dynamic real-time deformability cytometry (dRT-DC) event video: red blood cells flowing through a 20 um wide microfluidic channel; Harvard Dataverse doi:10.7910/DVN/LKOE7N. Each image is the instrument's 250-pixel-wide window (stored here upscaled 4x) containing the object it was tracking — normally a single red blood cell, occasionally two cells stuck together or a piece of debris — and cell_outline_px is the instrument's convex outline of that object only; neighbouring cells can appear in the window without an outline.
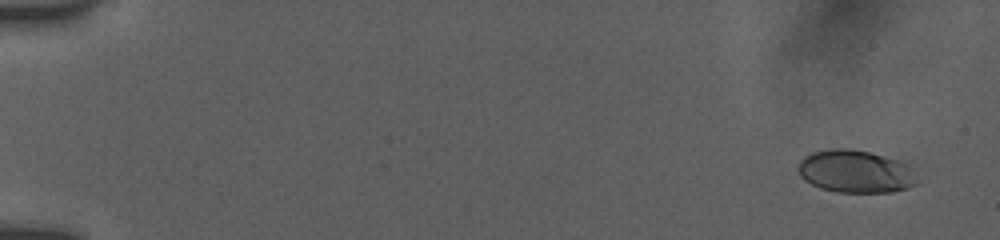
{"species": "human", "species_latin": "Homo sapiens", "temperature_condition": "room temperature", "stored_images_in_passage": 28, "camera_frame_rate_fps": 3000, "um_per_image_px": 0.085, "donor": {"sex": "female"}, "frame": {"image": 1, "passage_image": 3, "time_ms": 1.0, "image_size_px": [1000, 240], "cell_outline_px": [[916, 184], [908, 188], [892, 192], [836, 192], [820, 188], [804, 180], [800, 176], [800, 160], [804, 156], [812, 152], [832, 148], [848, 148], [868, 152], [896, 160], [908, 164]], "centroid_in_image_um": [72.67, 14.58], "position_along_channel_um": 12.3, "area_um2": 29.19}}
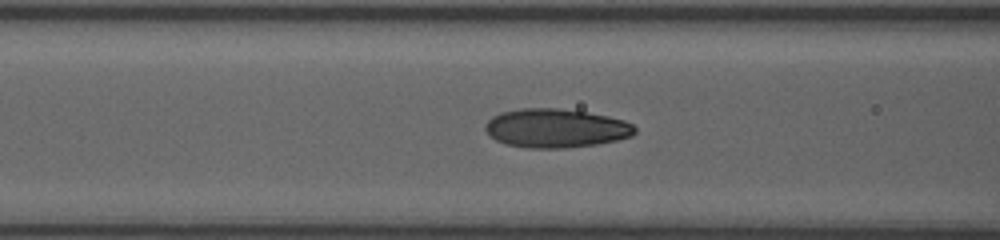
{"frame": {"image": 2, "passage_image": 21, "time_ms": 8.0, "image_size_px": [1000, 240], "cell_outline_px": [[636, 132], [632, 136], [616, 140], [596, 144], [564, 148], [524, 148], [508, 144], [496, 140], [484, 128], [484, 124], [492, 116], [500, 112], [520, 108], [560, 108], [608, 116], [624, 120], [632, 124], [636, 128]], "centroid_in_image_um": [47.24, 10.89], "position_along_channel_um": 119.4, "area_um2": 33.87}}
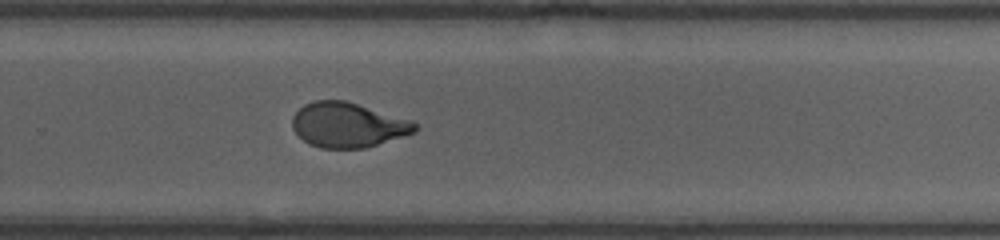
{"frame": {"image": 3, "passage_image": 28, "time_ms": 12.667, "image_size_px": [1000, 240], "cell_outline_px": [[416, 132], [364, 148], [320, 148], [308, 144], [292, 128], [292, 116], [304, 104], [316, 100], [344, 100], [412, 120], [416, 124]], "centroid_in_image_um": [29.55, 10.62], "position_along_channel_um": 300.3, "area_um2": 31.85}}